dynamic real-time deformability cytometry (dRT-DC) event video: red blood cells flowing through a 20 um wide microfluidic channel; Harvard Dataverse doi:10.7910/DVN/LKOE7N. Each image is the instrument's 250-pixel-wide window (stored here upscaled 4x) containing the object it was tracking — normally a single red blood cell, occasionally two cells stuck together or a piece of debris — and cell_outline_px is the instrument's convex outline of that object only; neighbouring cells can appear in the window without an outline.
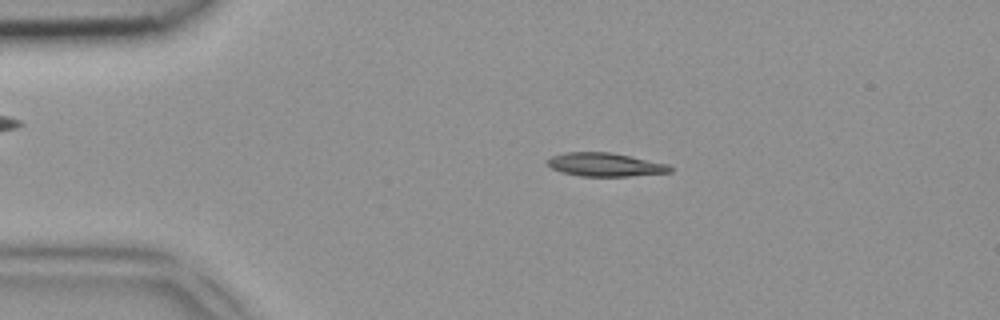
{"species": "common noctule bat (a hibernating species)", "species_latin": "Nyctalus noctula", "temperature_condition": "room temperature", "stored_images_in_passage": 38, "camera_frame_rate_fps": 3000, "um_per_image_px": 0.085, "animal": {"sex": "female", "body_mass_g": 18.4}, "frame": {"image": 1, "passage_image": 1, "time_ms": 0.0, "image_size_px": [1000, 320], "cell_outline_px": [[672, 172], [628, 176], [580, 176], [564, 172], [552, 168], [548, 164], [548, 160], [552, 156], [564, 152], [612, 152], [632, 156], [668, 164], [672, 168]], "centroid_in_image_um": [51.47, 13.98], "position_along_channel_um": 33.5, "area_um2": 16.7}}
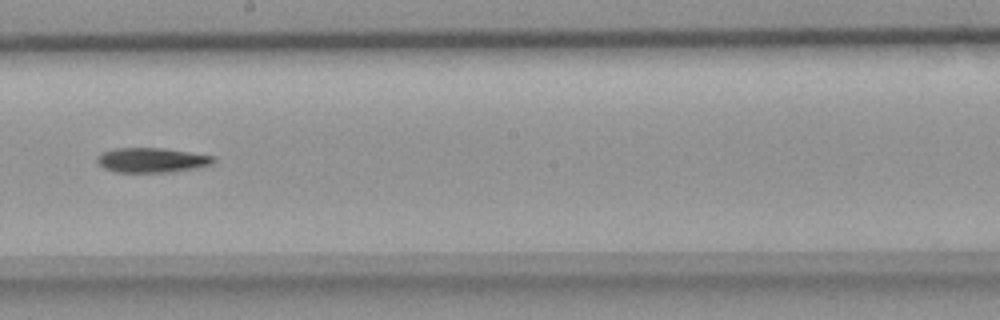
{"frame": {"image": 2, "passage_image": 18, "time_ms": 5.667, "image_size_px": [1000, 320], "cell_outline_px": [[216, 160], [212, 164], [196, 168], [168, 172], [116, 172], [104, 168], [96, 160], [96, 156], [100, 152], [116, 148], [164, 148], [216, 156]], "centroid_in_image_um": [12.9, 13.6], "position_along_channel_um": 235.3, "area_um2": 16.88}}
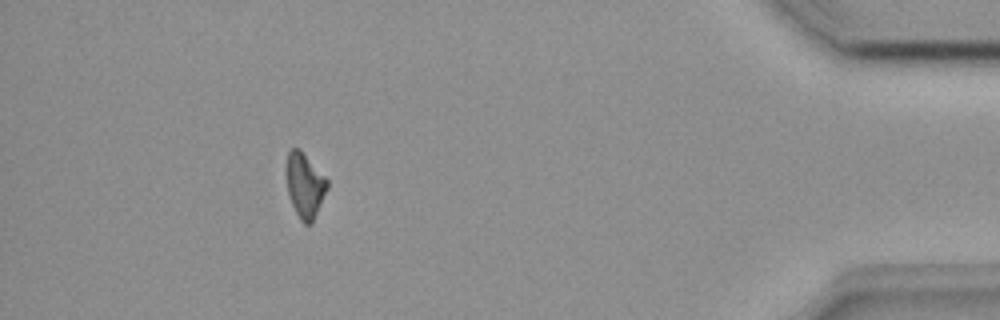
{"frame": {"image": 3, "passage_image": 34, "time_ms": 11.0, "image_size_px": [1000, 320], "cell_outline_px": [[328, 188], [312, 224], [304, 224], [300, 220], [292, 204], [288, 192], [284, 172], [284, 168], [288, 152], [292, 148], [300, 148], [328, 180]], "centroid_in_image_um": [25.88, 15.73], "position_along_channel_um": 409.3, "area_um2": 15.72}}